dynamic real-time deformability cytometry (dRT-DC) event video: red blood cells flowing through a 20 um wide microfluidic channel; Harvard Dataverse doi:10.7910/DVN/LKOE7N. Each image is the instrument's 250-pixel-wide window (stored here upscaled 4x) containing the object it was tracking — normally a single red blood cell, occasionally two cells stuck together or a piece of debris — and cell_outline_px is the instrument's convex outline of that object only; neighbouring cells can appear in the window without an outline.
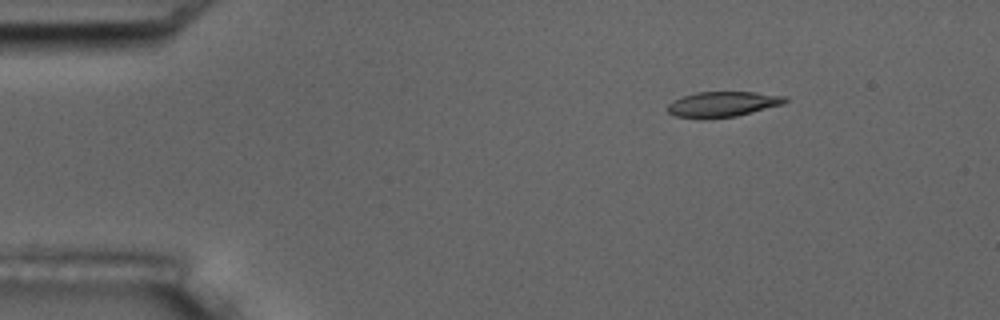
{"species": "common noctule bat (a hibernating species)", "species_latin": "Nyctalus noctula", "temperature_condition": "room temperature", "stored_images_in_passage": 3, "camera_frame_rate_fps": 3000, "um_per_image_px": 0.085, "animal": {"sex": "male", "body_mass_g": 17.5, "forearm_length_mm": 52.3}, "frame": {"image": 1, "passage_image": 1, "time_ms": 0.0, "image_size_px": [1000, 320], "cell_outline_px": [[788, 100], [784, 104], [736, 116], [676, 116], [668, 112], [668, 104], [672, 100], [696, 92], [756, 92], [788, 96]], "centroid_in_image_um": [61.51, 8.81], "position_along_channel_um": 23.5, "area_um2": 16.76}}